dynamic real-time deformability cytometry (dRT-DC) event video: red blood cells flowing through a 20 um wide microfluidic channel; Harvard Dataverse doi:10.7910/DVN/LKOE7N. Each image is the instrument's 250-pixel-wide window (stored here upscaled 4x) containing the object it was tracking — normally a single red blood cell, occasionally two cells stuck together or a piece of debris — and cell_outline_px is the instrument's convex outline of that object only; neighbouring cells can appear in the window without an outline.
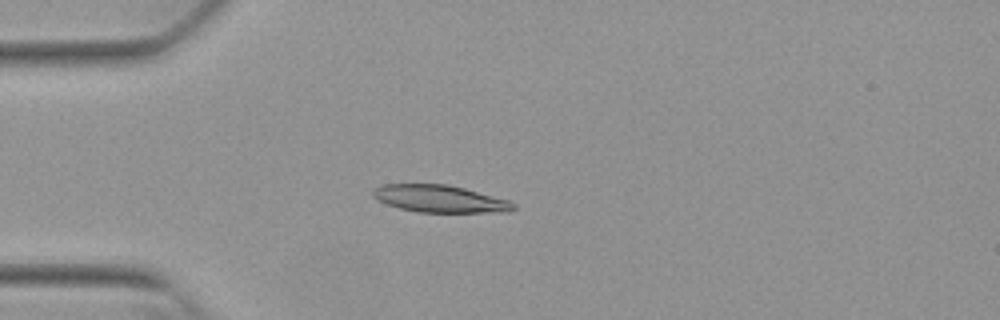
{"species": "Egyptian fruit bat (a non-hibernating species)", "species_latin": "Rousettus aegyptiacus", "temperature_condition": "warm", "stored_images_in_passage": 53, "camera_frame_rate_fps": 3000, "um_per_image_px": 0.085, "animal": {"sex": "female"}, "frame": {"image": 1, "passage_image": 14, "time_ms": 4.333, "image_size_px": [1000, 320], "cell_outline_px": [[516, 208], [508, 212], [416, 212], [400, 208], [376, 200], [372, 196], [372, 192], [376, 188], [384, 184], [448, 184], [464, 188], [508, 200], [516, 204]], "centroid_in_image_um": [37.39, 16.9], "position_along_channel_um": 47.6, "area_um2": 22.25}}
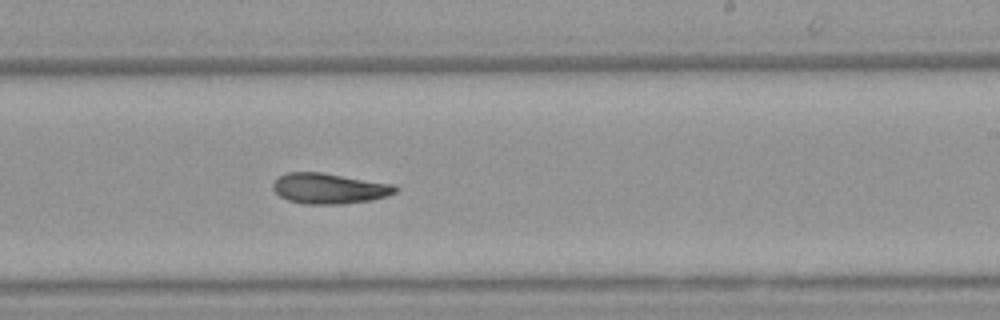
{"frame": {"image": 2, "passage_image": 32, "time_ms": 10.333, "image_size_px": [1000, 320], "cell_outline_px": [[396, 192], [388, 196], [372, 200], [344, 204], [304, 204], [288, 200], [280, 196], [272, 188], [272, 184], [280, 176], [288, 172], [320, 172], [396, 184]], "centroid_in_image_um": [28.01, 16.02], "position_along_channel_um": 261.0, "area_um2": 21.85}}
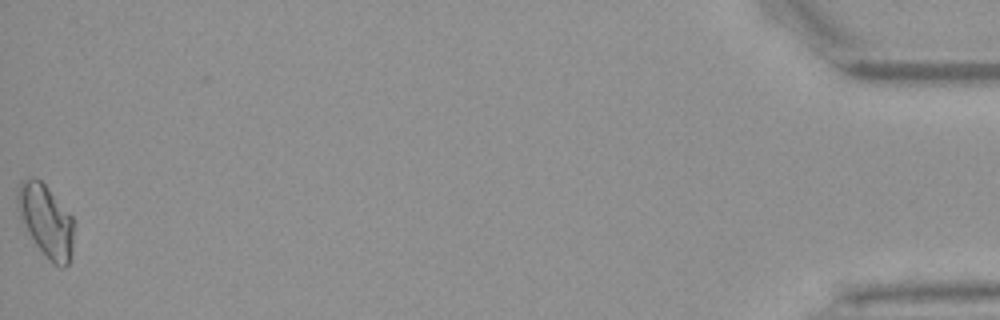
{"frame": {"image": 3, "passage_image": 53, "time_ms": 17.333, "image_size_px": [1000, 320], "cell_outline_px": [[72, 252], [68, 264], [64, 268], [60, 268], [36, 244], [20, 220], [16, 208], [16, 192], [20, 180], [28, 176], [32, 176], [40, 180], [48, 188], [72, 216]], "centroid_in_image_um": [3.85, 18.68], "position_along_channel_um": 431.3, "area_um2": 23.58}, "authors_computed_cell_mechanics": {"area_um2": 21.7906, "velocity_mm_per_s": 3.8341, "shape_relaxation_time_tau1_ms": null, "shape_relaxation_time_tau2_ms": 2.8982, "deformation_change_tau1": null, "deformation_change_tau2": 0.0932}}